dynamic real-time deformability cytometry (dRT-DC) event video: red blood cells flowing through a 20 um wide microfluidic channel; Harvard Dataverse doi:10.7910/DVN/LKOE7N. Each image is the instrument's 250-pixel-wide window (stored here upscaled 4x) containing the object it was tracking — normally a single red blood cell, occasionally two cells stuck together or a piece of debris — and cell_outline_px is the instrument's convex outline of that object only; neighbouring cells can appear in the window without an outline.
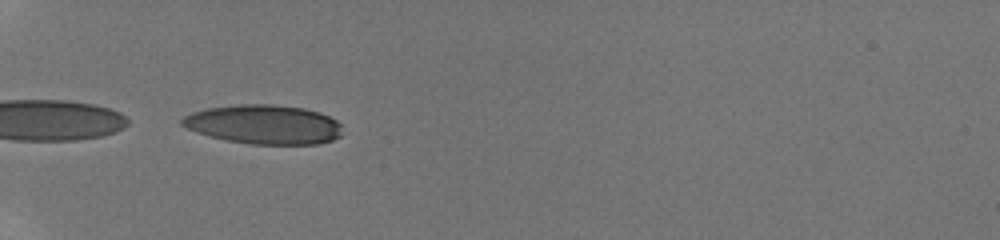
{"species": "human", "species_latin": "Homo sapiens", "temperature_condition": "room temperature", "stored_images_in_passage": 18, "camera_frame_rate_fps": 3000, "um_per_image_px": 0.085, "donor": {"sex": "male"}, "frame": {"image": 1, "passage_image": 1, "time_ms": 0.0, "image_size_px": [1000, 240], "cell_outline_px": [[340, 136], [332, 140], [316, 144], [252, 144], [228, 140], [196, 132], [180, 124], [180, 120], [184, 116], [192, 112], [208, 108], [236, 104], [272, 104], [304, 108], [320, 112], [336, 120], [340, 124]], "centroid_in_image_um": [22.42, 10.57], "position_along_channel_um": 62.6, "area_um2": 36.47}}
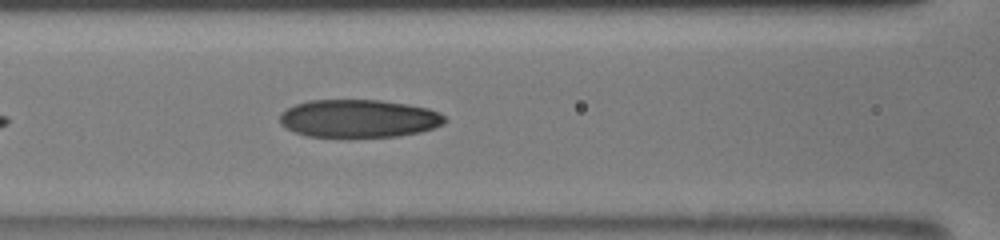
{"frame": {"image": 2, "passage_image": 15, "time_ms": 2.333, "image_size_px": [1000, 240], "cell_outline_px": [[448, 120], [444, 124], [420, 132], [400, 136], [308, 136], [296, 132], [280, 124], [280, 112], [296, 104], [308, 100], [380, 100], [408, 104], [428, 108], [440, 112]], "centroid_in_image_um": [30.53, 10.06], "position_along_channel_um": 136.1, "area_um2": 36.36}}
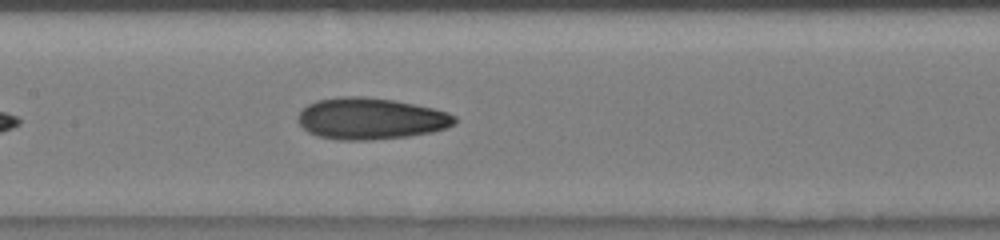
{"frame": {"image": 3, "passage_image": 18, "time_ms": 3.333, "image_size_px": [1000, 240], "cell_outline_px": [[456, 124], [432, 132], [408, 136], [368, 140], [336, 140], [316, 136], [308, 132], [296, 120], [296, 116], [308, 104], [316, 100], [336, 96], [364, 96], [396, 100], [432, 108], [448, 112], [456, 116]], "centroid_in_image_um": [31.48, 10.07], "position_along_channel_um": 175.9, "area_um2": 38.26}}